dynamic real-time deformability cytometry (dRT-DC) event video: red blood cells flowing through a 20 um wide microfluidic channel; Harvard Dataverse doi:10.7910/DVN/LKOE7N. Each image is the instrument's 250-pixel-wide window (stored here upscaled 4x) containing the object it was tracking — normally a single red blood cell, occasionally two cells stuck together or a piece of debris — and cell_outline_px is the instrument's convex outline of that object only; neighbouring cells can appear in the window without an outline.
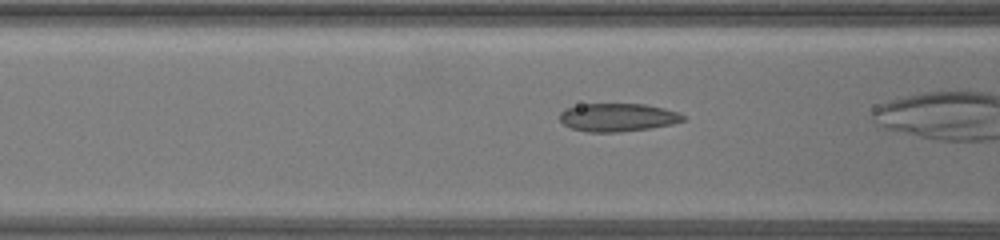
{"species": "common noctule bat (a hibernating species)", "species_latin": "Nyctalus noctula", "temperature_condition": "warm", "stored_images_in_passage": 31, "camera_frame_rate_fps": 3000, "um_per_image_px": 0.085, "animal": {"sex": "female", "body_mass_g": 19.5, "forearm_length_mm": 54.1}, "frame": {"image": 1, "passage_image": 5, "time_ms": 1.333, "image_size_px": [1000, 240], "cell_outline_px": [[684, 120], [672, 124], [648, 128], [620, 132], [588, 132], [572, 128], [564, 124], [560, 120], [560, 112], [564, 108], [580, 104], [644, 104], [664, 108], [680, 112], [684, 116]], "centroid_in_image_um": [52.49, 9.97], "position_along_channel_um": 114.1, "area_um2": 20.23}}